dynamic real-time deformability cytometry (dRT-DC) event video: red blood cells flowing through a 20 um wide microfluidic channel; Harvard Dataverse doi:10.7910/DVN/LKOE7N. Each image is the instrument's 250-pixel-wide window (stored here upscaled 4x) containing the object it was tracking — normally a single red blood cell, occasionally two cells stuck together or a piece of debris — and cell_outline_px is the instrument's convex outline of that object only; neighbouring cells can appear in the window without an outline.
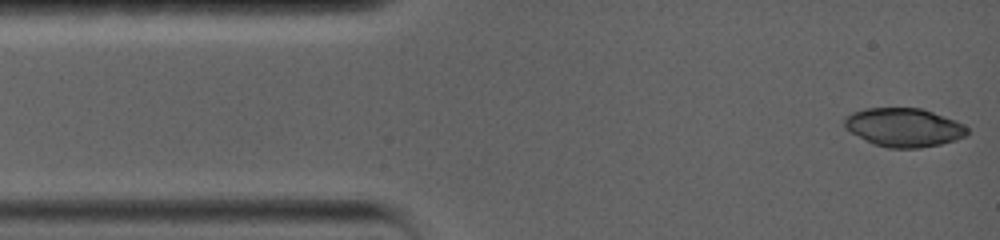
{"species": "common noctule bat (a hibernating species)", "species_latin": "Nyctalus noctula", "temperature_condition": "warm", "stored_images_in_passage": 9, "camera_frame_rate_fps": 5000, "um_per_image_px": 0.085, "animal": {"sex": "female", "body_mass_g": 19.0, "forearm_length_mm": 56.7}, "frame": {"image": 1, "passage_image": 1, "time_ms": 0.0, "image_size_px": [1000, 240], "cell_outline_px": [[968, 136], [956, 140], [940, 144], [920, 148], [888, 148], [876, 144], [852, 132], [844, 124], [844, 116], [852, 112], [864, 108], [920, 108], [956, 120], [964, 124], [968, 128]], "centroid_in_image_um": [76.88, 10.82], "position_along_channel_um": 8.1, "area_um2": 27.51}}
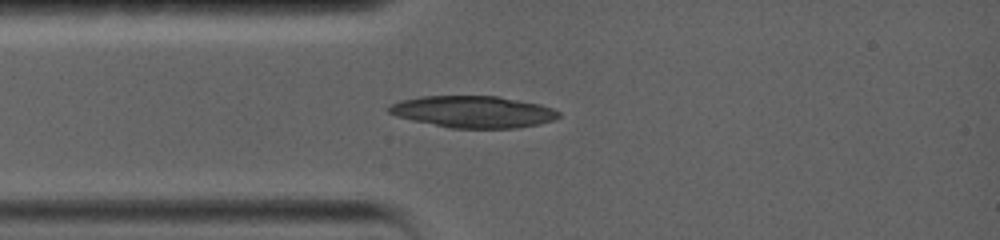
{"frame": {"image": 2, "passage_image": 9, "time_ms": 3.0, "image_size_px": [1000, 240], "cell_outline_px": [[560, 116], [556, 120], [540, 124], [516, 128], [448, 128], [412, 120], [396, 116], [388, 112], [388, 108], [392, 104], [400, 100], [420, 96], [496, 96], [540, 104], [552, 108], [560, 112]], "centroid_in_image_um": [40.24, 9.51], "position_along_channel_um": 44.8, "area_um2": 31.56}}